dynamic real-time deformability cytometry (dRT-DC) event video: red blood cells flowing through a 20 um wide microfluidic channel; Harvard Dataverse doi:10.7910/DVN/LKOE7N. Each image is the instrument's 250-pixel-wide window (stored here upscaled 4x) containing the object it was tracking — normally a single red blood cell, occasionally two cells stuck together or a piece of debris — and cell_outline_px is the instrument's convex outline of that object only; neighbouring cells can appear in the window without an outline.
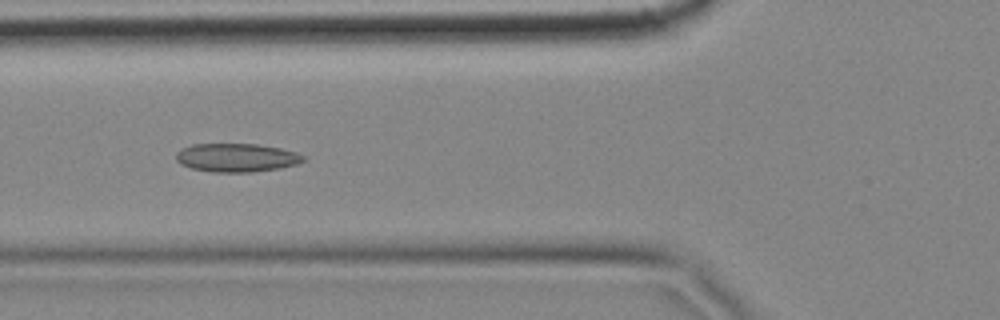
{"species": "common noctule bat (a hibernating species)", "species_latin": "Nyctalus noctula", "temperature_condition": "cold", "stored_images_in_passage": 10, "camera_frame_rate_fps": 3000, "um_per_image_px": 0.085, "animal": {"sex": "female", "body_mass_g": 18.4}, "frame": {"image": 1, "passage_image": 5, "time_ms": 1.333, "image_size_px": [1000, 320], "cell_outline_px": [[308, 156], [304, 160], [296, 164], [280, 168], [252, 172], [212, 172], [192, 168], [180, 164], [176, 160], [176, 152], [180, 148], [192, 144], [256, 144], [280, 148], [296, 152]], "centroid_in_image_um": [20.1, 13.39], "position_along_channel_um": 105.7, "area_um2": 21.27}}
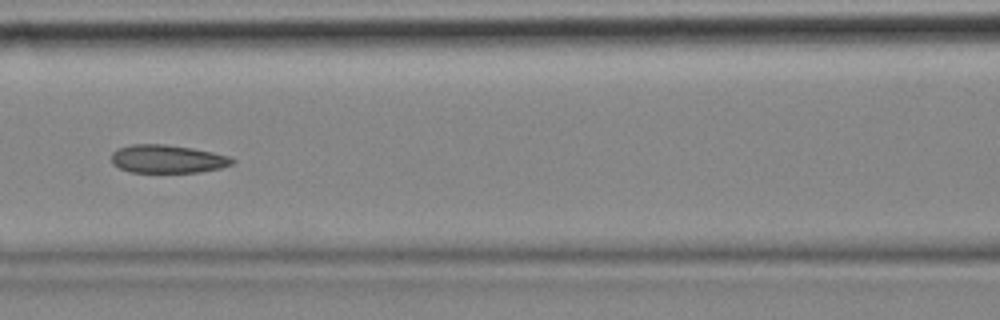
{"frame": {"image": 2, "passage_image": 6, "time_ms": 1.667, "image_size_px": [1000, 320], "cell_outline_px": [[236, 160], [232, 164], [220, 168], [200, 172], [132, 172], [120, 168], [112, 164], [112, 152], [120, 148], [132, 144], [164, 144], [192, 148], [212, 152], [228, 156]], "centroid_in_image_um": [14.24, 13.51], "position_along_channel_um": 152.4, "area_um2": 19.71}}